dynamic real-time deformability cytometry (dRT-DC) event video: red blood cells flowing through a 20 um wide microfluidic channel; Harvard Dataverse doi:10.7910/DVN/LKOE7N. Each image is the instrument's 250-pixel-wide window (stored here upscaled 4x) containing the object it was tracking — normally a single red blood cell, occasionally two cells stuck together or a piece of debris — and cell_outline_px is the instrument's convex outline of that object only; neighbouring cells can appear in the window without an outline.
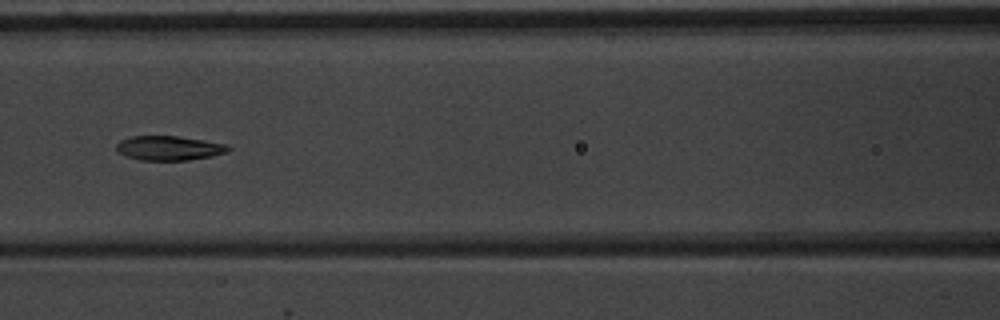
{"species": "common noctule bat (a hibernating species)", "species_latin": "Nyctalus noctula", "temperature_condition": "warm", "stored_images_in_passage": 10, "camera_frame_rate_fps": 3000, "um_per_image_px": 0.085, "animal": {"sex": "male", "body_mass_g": 20.1, "forearm_length_mm": 53.5}, "frame": {"image": 1, "passage_image": 7, "time_ms": 7.667, "image_size_px": [1000, 320], "cell_outline_px": [[232, 148], [228, 152], [212, 156], [188, 160], [140, 160], [124, 156], [116, 152], [116, 144], [120, 140], [132, 136], [176, 136], [228, 144]], "centroid_in_image_um": [14.35, 12.59], "position_along_channel_um": 152.2, "area_um2": 16.07}}
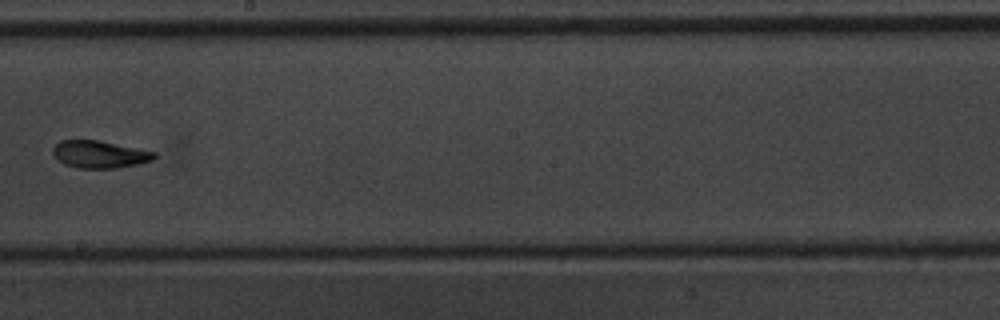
{"frame": {"image": 2, "passage_image": 9, "time_ms": 10.0, "image_size_px": [1000, 320], "cell_outline_px": [[156, 156], [152, 160], [136, 164], [116, 168], [76, 168], [64, 164], [52, 152], [52, 148], [60, 140], [100, 140], [156, 152]], "centroid_in_image_um": [8.46, 13.11], "position_along_channel_um": 239.7, "area_um2": 16.07}}
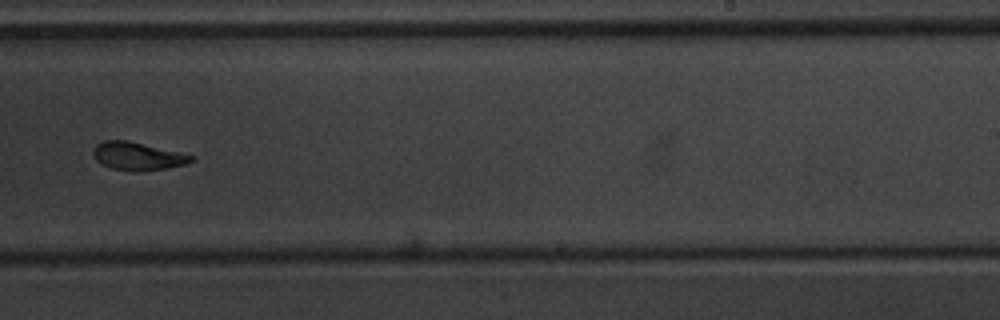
{"frame": {"image": 3, "passage_image": 10, "time_ms": 11.0, "image_size_px": [1000, 320], "cell_outline_px": [[196, 160], [184, 164], [164, 168], [136, 172], [112, 168], [96, 160], [92, 152], [96, 144], [104, 140], [128, 140], [180, 152], [196, 156]], "centroid_in_image_um": [11.71, 13.26], "position_along_channel_um": 277.3, "area_um2": 15.95}}